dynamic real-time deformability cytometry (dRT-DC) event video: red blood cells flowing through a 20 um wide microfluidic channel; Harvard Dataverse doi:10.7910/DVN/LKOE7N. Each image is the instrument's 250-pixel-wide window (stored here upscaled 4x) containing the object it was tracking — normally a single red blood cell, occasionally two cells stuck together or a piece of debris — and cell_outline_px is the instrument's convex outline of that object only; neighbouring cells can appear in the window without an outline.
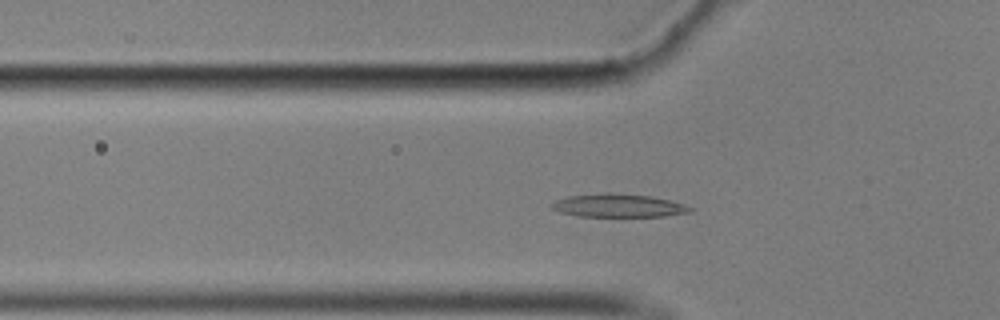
{"species": "common noctule bat (a hibernating species)", "species_latin": "Nyctalus noctula", "temperature_condition": "cold", "stored_images_in_passage": 58, "camera_frame_rate_fps": 3000, "um_per_image_px": 0.085, "animal": {"sex": "male", "body_mass_g": 17.9}, "frame": {"image": 1, "passage_image": 18, "time_ms": 5.667, "image_size_px": [1000, 320], "cell_outline_px": [[692, 212], [664, 216], [580, 216], [560, 212], [552, 208], [552, 204], [556, 200], [568, 196], [652, 196], [684, 204], [692, 208]], "centroid_in_image_um": [52.63, 17.53], "position_along_channel_um": 73.2, "area_um2": 17.34}}
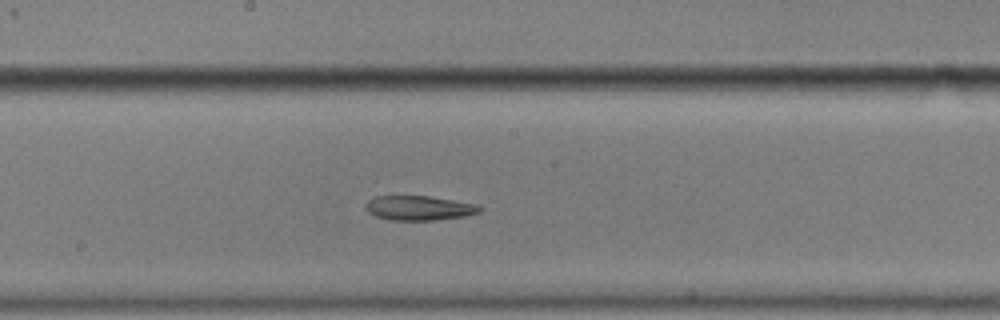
{"frame": {"image": 2, "passage_image": 30, "time_ms": 9.667, "image_size_px": [1000, 320], "cell_outline_px": [[484, 208], [480, 212], [464, 216], [432, 220], [388, 220], [376, 216], [368, 212], [364, 208], [364, 204], [368, 200], [376, 196], [428, 196], [480, 204]], "centroid_in_image_um": [35.63, 17.67], "position_along_channel_um": 212.6, "area_um2": 16.47}}
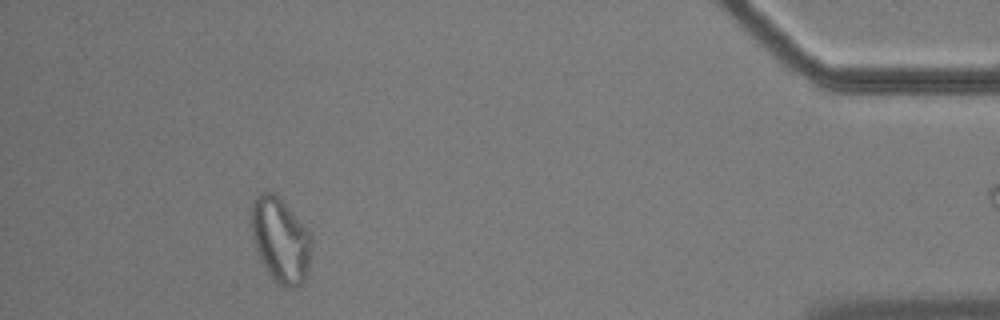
{"frame": {"image": 3, "passage_image": 52, "time_ms": 17.0, "image_size_px": [1000, 320], "cell_outline_px": [[312, 244], [308, 268], [304, 280], [300, 284], [292, 288], [284, 288], [264, 268], [256, 252], [252, 236], [252, 200], [260, 192], [272, 192], [292, 212], [312, 236]], "centroid_in_image_um": [23.83, 20.43], "position_along_channel_um": 411.4, "area_um2": 29.36}, "authors_computed_cell_mechanics": {"area_um2": 18.0625, "velocity_mm_per_s": 3.4726, "shape_relaxation_time_tau1_ms": null, "shape_relaxation_time_tau2_ms": 9.6802, "deformation_change_tau1": null, "deformation_change_tau2": 0.1762}}